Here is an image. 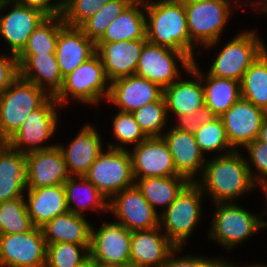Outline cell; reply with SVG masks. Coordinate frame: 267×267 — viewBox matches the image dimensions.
<instances>
[{"instance_id": "1", "label": "cell", "mask_w": 267, "mask_h": 267, "mask_svg": "<svg viewBox=\"0 0 267 267\" xmlns=\"http://www.w3.org/2000/svg\"><path fill=\"white\" fill-rule=\"evenodd\" d=\"M208 157L201 176L195 181L210 204L238 202L260 187L253 181L243 152ZM244 195V196H243Z\"/></svg>"}, {"instance_id": "2", "label": "cell", "mask_w": 267, "mask_h": 267, "mask_svg": "<svg viewBox=\"0 0 267 267\" xmlns=\"http://www.w3.org/2000/svg\"><path fill=\"white\" fill-rule=\"evenodd\" d=\"M145 14L148 42L197 59L200 51L190 42L183 0H145Z\"/></svg>"}, {"instance_id": "3", "label": "cell", "mask_w": 267, "mask_h": 267, "mask_svg": "<svg viewBox=\"0 0 267 267\" xmlns=\"http://www.w3.org/2000/svg\"><path fill=\"white\" fill-rule=\"evenodd\" d=\"M213 206L211 223L207 236L209 240L232 253L239 245L245 243L257 233L264 232L263 210L256 214L238 202H218ZM244 242V243H243Z\"/></svg>"}, {"instance_id": "4", "label": "cell", "mask_w": 267, "mask_h": 267, "mask_svg": "<svg viewBox=\"0 0 267 267\" xmlns=\"http://www.w3.org/2000/svg\"><path fill=\"white\" fill-rule=\"evenodd\" d=\"M183 3L190 42L200 51L199 55L203 54L201 48L215 49L237 10L223 0H183Z\"/></svg>"}, {"instance_id": "5", "label": "cell", "mask_w": 267, "mask_h": 267, "mask_svg": "<svg viewBox=\"0 0 267 267\" xmlns=\"http://www.w3.org/2000/svg\"><path fill=\"white\" fill-rule=\"evenodd\" d=\"M109 88L110 81L99 56L95 53L64 77L62 88L54 98L62 109H66L64 107L71 102L98 107L106 102Z\"/></svg>"}, {"instance_id": "6", "label": "cell", "mask_w": 267, "mask_h": 267, "mask_svg": "<svg viewBox=\"0 0 267 267\" xmlns=\"http://www.w3.org/2000/svg\"><path fill=\"white\" fill-rule=\"evenodd\" d=\"M258 30H241L220 47L206 70L214 77L241 81L246 70L267 49ZM208 69V70H207Z\"/></svg>"}, {"instance_id": "7", "label": "cell", "mask_w": 267, "mask_h": 267, "mask_svg": "<svg viewBox=\"0 0 267 267\" xmlns=\"http://www.w3.org/2000/svg\"><path fill=\"white\" fill-rule=\"evenodd\" d=\"M204 198L200 187L195 182H190L159 215L161 230L176 247H185L200 226L205 214Z\"/></svg>"}, {"instance_id": "8", "label": "cell", "mask_w": 267, "mask_h": 267, "mask_svg": "<svg viewBox=\"0 0 267 267\" xmlns=\"http://www.w3.org/2000/svg\"><path fill=\"white\" fill-rule=\"evenodd\" d=\"M54 97H49L38 109L33 110L22 123L20 129L7 141V144L21 153L45 150L57 145L51 142L60 126V109ZM60 115V116H59ZM46 144V145H45Z\"/></svg>"}, {"instance_id": "9", "label": "cell", "mask_w": 267, "mask_h": 267, "mask_svg": "<svg viewBox=\"0 0 267 267\" xmlns=\"http://www.w3.org/2000/svg\"><path fill=\"white\" fill-rule=\"evenodd\" d=\"M50 96L30 81L18 76L0 95V135L8 141L27 116Z\"/></svg>"}, {"instance_id": "10", "label": "cell", "mask_w": 267, "mask_h": 267, "mask_svg": "<svg viewBox=\"0 0 267 267\" xmlns=\"http://www.w3.org/2000/svg\"><path fill=\"white\" fill-rule=\"evenodd\" d=\"M84 177L109 201L124 188L135 184L127 149H103Z\"/></svg>"}, {"instance_id": "11", "label": "cell", "mask_w": 267, "mask_h": 267, "mask_svg": "<svg viewBox=\"0 0 267 267\" xmlns=\"http://www.w3.org/2000/svg\"><path fill=\"white\" fill-rule=\"evenodd\" d=\"M192 62L184 52L147 41L138 59L135 75L164 89L183 75L181 71H188Z\"/></svg>"}, {"instance_id": "12", "label": "cell", "mask_w": 267, "mask_h": 267, "mask_svg": "<svg viewBox=\"0 0 267 267\" xmlns=\"http://www.w3.org/2000/svg\"><path fill=\"white\" fill-rule=\"evenodd\" d=\"M92 224L89 260L106 265L130 267L131 232L114 220Z\"/></svg>"}, {"instance_id": "13", "label": "cell", "mask_w": 267, "mask_h": 267, "mask_svg": "<svg viewBox=\"0 0 267 267\" xmlns=\"http://www.w3.org/2000/svg\"><path fill=\"white\" fill-rule=\"evenodd\" d=\"M46 18L38 9L13 0H0V38L7 45L8 53L18 56L27 45L29 36Z\"/></svg>"}, {"instance_id": "14", "label": "cell", "mask_w": 267, "mask_h": 267, "mask_svg": "<svg viewBox=\"0 0 267 267\" xmlns=\"http://www.w3.org/2000/svg\"><path fill=\"white\" fill-rule=\"evenodd\" d=\"M46 252L41 228L0 235V267H45Z\"/></svg>"}, {"instance_id": "15", "label": "cell", "mask_w": 267, "mask_h": 267, "mask_svg": "<svg viewBox=\"0 0 267 267\" xmlns=\"http://www.w3.org/2000/svg\"><path fill=\"white\" fill-rule=\"evenodd\" d=\"M108 213L114 216L111 218L115 222L122 224L130 232L159 226V214L135 184L124 188L108 201Z\"/></svg>"}, {"instance_id": "16", "label": "cell", "mask_w": 267, "mask_h": 267, "mask_svg": "<svg viewBox=\"0 0 267 267\" xmlns=\"http://www.w3.org/2000/svg\"><path fill=\"white\" fill-rule=\"evenodd\" d=\"M201 64L197 59L184 75L163 89L167 113L171 124L177 118L192 114L204 104V91L201 81ZM189 77H183L186 75ZM174 119V120H172Z\"/></svg>"}, {"instance_id": "17", "label": "cell", "mask_w": 267, "mask_h": 267, "mask_svg": "<svg viewBox=\"0 0 267 267\" xmlns=\"http://www.w3.org/2000/svg\"><path fill=\"white\" fill-rule=\"evenodd\" d=\"M267 113L240 98L221 117L228 142L234 150L243 148L258 138L262 121Z\"/></svg>"}, {"instance_id": "18", "label": "cell", "mask_w": 267, "mask_h": 267, "mask_svg": "<svg viewBox=\"0 0 267 267\" xmlns=\"http://www.w3.org/2000/svg\"><path fill=\"white\" fill-rule=\"evenodd\" d=\"M128 151L134 178L179 175L174 167L168 145L162 137H149L139 145L129 148Z\"/></svg>"}, {"instance_id": "19", "label": "cell", "mask_w": 267, "mask_h": 267, "mask_svg": "<svg viewBox=\"0 0 267 267\" xmlns=\"http://www.w3.org/2000/svg\"><path fill=\"white\" fill-rule=\"evenodd\" d=\"M163 97V89L145 79L133 76L118 78L110 82L107 105L115 110L133 113L142 106L158 101Z\"/></svg>"}, {"instance_id": "20", "label": "cell", "mask_w": 267, "mask_h": 267, "mask_svg": "<svg viewBox=\"0 0 267 267\" xmlns=\"http://www.w3.org/2000/svg\"><path fill=\"white\" fill-rule=\"evenodd\" d=\"M97 126L85 123L69 144L58 143L70 176H84L105 147Z\"/></svg>"}, {"instance_id": "21", "label": "cell", "mask_w": 267, "mask_h": 267, "mask_svg": "<svg viewBox=\"0 0 267 267\" xmlns=\"http://www.w3.org/2000/svg\"><path fill=\"white\" fill-rule=\"evenodd\" d=\"M161 137L168 145L176 172L195 182L201 176L207 158L200 150L194 132L178 130L171 124Z\"/></svg>"}, {"instance_id": "22", "label": "cell", "mask_w": 267, "mask_h": 267, "mask_svg": "<svg viewBox=\"0 0 267 267\" xmlns=\"http://www.w3.org/2000/svg\"><path fill=\"white\" fill-rule=\"evenodd\" d=\"M27 188L64 184L71 176L63 154L56 145L26 154Z\"/></svg>"}, {"instance_id": "23", "label": "cell", "mask_w": 267, "mask_h": 267, "mask_svg": "<svg viewBox=\"0 0 267 267\" xmlns=\"http://www.w3.org/2000/svg\"><path fill=\"white\" fill-rule=\"evenodd\" d=\"M175 248L160 226L131 232L130 267H162Z\"/></svg>"}, {"instance_id": "24", "label": "cell", "mask_w": 267, "mask_h": 267, "mask_svg": "<svg viewBox=\"0 0 267 267\" xmlns=\"http://www.w3.org/2000/svg\"><path fill=\"white\" fill-rule=\"evenodd\" d=\"M146 42L147 40H132L95 43V53L99 56L110 82L135 75L138 59Z\"/></svg>"}, {"instance_id": "25", "label": "cell", "mask_w": 267, "mask_h": 267, "mask_svg": "<svg viewBox=\"0 0 267 267\" xmlns=\"http://www.w3.org/2000/svg\"><path fill=\"white\" fill-rule=\"evenodd\" d=\"M19 76L32 82L49 96L55 97L62 88L63 76L56 54L18 55Z\"/></svg>"}, {"instance_id": "26", "label": "cell", "mask_w": 267, "mask_h": 267, "mask_svg": "<svg viewBox=\"0 0 267 267\" xmlns=\"http://www.w3.org/2000/svg\"><path fill=\"white\" fill-rule=\"evenodd\" d=\"M96 52L95 43L79 27L64 25L59 30L56 58L63 78Z\"/></svg>"}, {"instance_id": "27", "label": "cell", "mask_w": 267, "mask_h": 267, "mask_svg": "<svg viewBox=\"0 0 267 267\" xmlns=\"http://www.w3.org/2000/svg\"><path fill=\"white\" fill-rule=\"evenodd\" d=\"M24 199L31 221L37 228L69 211L63 184L27 188Z\"/></svg>"}, {"instance_id": "28", "label": "cell", "mask_w": 267, "mask_h": 267, "mask_svg": "<svg viewBox=\"0 0 267 267\" xmlns=\"http://www.w3.org/2000/svg\"><path fill=\"white\" fill-rule=\"evenodd\" d=\"M26 189V154L7 145L0 152V203L24 197Z\"/></svg>"}, {"instance_id": "29", "label": "cell", "mask_w": 267, "mask_h": 267, "mask_svg": "<svg viewBox=\"0 0 267 267\" xmlns=\"http://www.w3.org/2000/svg\"><path fill=\"white\" fill-rule=\"evenodd\" d=\"M68 210L74 214L87 217L88 210L99 215H107L108 200L84 176H71L63 184ZM87 212V213H86Z\"/></svg>"}, {"instance_id": "30", "label": "cell", "mask_w": 267, "mask_h": 267, "mask_svg": "<svg viewBox=\"0 0 267 267\" xmlns=\"http://www.w3.org/2000/svg\"><path fill=\"white\" fill-rule=\"evenodd\" d=\"M92 223L70 211L54 217L41 227L46 244L73 243L90 245Z\"/></svg>"}, {"instance_id": "31", "label": "cell", "mask_w": 267, "mask_h": 267, "mask_svg": "<svg viewBox=\"0 0 267 267\" xmlns=\"http://www.w3.org/2000/svg\"><path fill=\"white\" fill-rule=\"evenodd\" d=\"M147 40L145 0H134L96 43Z\"/></svg>"}, {"instance_id": "32", "label": "cell", "mask_w": 267, "mask_h": 267, "mask_svg": "<svg viewBox=\"0 0 267 267\" xmlns=\"http://www.w3.org/2000/svg\"><path fill=\"white\" fill-rule=\"evenodd\" d=\"M144 198L160 215L190 183L181 176L134 178ZM161 209V211H159Z\"/></svg>"}, {"instance_id": "33", "label": "cell", "mask_w": 267, "mask_h": 267, "mask_svg": "<svg viewBox=\"0 0 267 267\" xmlns=\"http://www.w3.org/2000/svg\"><path fill=\"white\" fill-rule=\"evenodd\" d=\"M201 81L204 104L216 117L222 116L241 98L240 82L236 80L214 77L201 68Z\"/></svg>"}, {"instance_id": "34", "label": "cell", "mask_w": 267, "mask_h": 267, "mask_svg": "<svg viewBox=\"0 0 267 267\" xmlns=\"http://www.w3.org/2000/svg\"><path fill=\"white\" fill-rule=\"evenodd\" d=\"M240 88L241 98L267 113V49L246 70Z\"/></svg>"}, {"instance_id": "35", "label": "cell", "mask_w": 267, "mask_h": 267, "mask_svg": "<svg viewBox=\"0 0 267 267\" xmlns=\"http://www.w3.org/2000/svg\"><path fill=\"white\" fill-rule=\"evenodd\" d=\"M64 25L62 16L47 17L29 36L19 55L55 54L59 30Z\"/></svg>"}, {"instance_id": "36", "label": "cell", "mask_w": 267, "mask_h": 267, "mask_svg": "<svg viewBox=\"0 0 267 267\" xmlns=\"http://www.w3.org/2000/svg\"><path fill=\"white\" fill-rule=\"evenodd\" d=\"M116 114L111 117V128L112 139L116 140L115 142H109L108 140L107 147L111 149H129L130 147L139 145L141 142L146 140L148 137L141 130L138 123L135 121V118L132 113H126L116 110Z\"/></svg>"}, {"instance_id": "37", "label": "cell", "mask_w": 267, "mask_h": 267, "mask_svg": "<svg viewBox=\"0 0 267 267\" xmlns=\"http://www.w3.org/2000/svg\"><path fill=\"white\" fill-rule=\"evenodd\" d=\"M194 135L200 150L207 158V154L213 157L214 154V156H220L234 151L227 140L221 117L203 124L194 132Z\"/></svg>"}, {"instance_id": "38", "label": "cell", "mask_w": 267, "mask_h": 267, "mask_svg": "<svg viewBox=\"0 0 267 267\" xmlns=\"http://www.w3.org/2000/svg\"><path fill=\"white\" fill-rule=\"evenodd\" d=\"M132 114L148 138L161 137L168 129V125H171L164 97L142 106Z\"/></svg>"}, {"instance_id": "39", "label": "cell", "mask_w": 267, "mask_h": 267, "mask_svg": "<svg viewBox=\"0 0 267 267\" xmlns=\"http://www.w3.org/2000/svg\"><path fill=\"white\" fill-rule=\"evenodd\" d=\"M90 245L47 244L45 267H84L89 263Z\"/></svg>"}, {"instance_id": "40", "label": "cell", "mask_w": 267, "mask_h": 267, "mask_svg": "<svg viewBox=\"0 0 267 267\" xmlns=\"http://www.w3.org/2000/svg\"><path fill=\"white\" fill-rule=\"evenodd\" d=\"M33 228L24 197L0 203V235L24 233Z\"/></svg>"}, {"instance_id": "41", "label": "cell", "mask_w": 267, "mask_h": 267, "mask_svg": "<svg viewBox=\"0 0 267 267\" xmlns=\"http://www.w3.org/2000/svg\"><path fill=\"white\" fill-rule=\"evenodd\" d=\"M133 1L134 0H110L79 28L90 40L96 43L103 36L112 21L122 14Z\"/></svg>"}, {"instance_id": "42", "label": "cell", "mask_w": 267, "mask_h": 267, "mask_svg": "<svg viewBox=\"0 0 267 267\" xmlns=\"http://www.w3.org/2000/svg\"><path fill=\"white\" fill-rule=\"evenodd\" d=\"M110 0H66L62 5V18L65 25L80 27L94 16Z\"/></svg>"}, {"instance_id": "43", "label": "cell", "mask_w": 267, "mask_h": 267, "mask_svg": "<svg viewBox=\"0 0 267 267\" xmlns=\"http://www.w3.org/2000/svg\"><path fill=\"white\" fill-rule=\"evenodd\" d=\"M243 149L241 151L246 152L244 157L253 181L260 189L267 187V144L257 138Z\"/></svg>"}, {"instance_id": "44", "label": "cell", "mask_w": 267, "mask_h": 267, "mask_svg": "<svg viewBox=\"0 0 267 267\" xmlns=\"http://www.w3.org/2000/svg\"><path fill=\"white\" fill-rule=\"evenodd\" d=\"M185 247H176L168 256L166 262L162 267H219L226 258H221V256L207 257L201 254H179L185 253ZM184 251V252H183Z\"/></svg>"}, {"instance_id": "45", "label": "cell", "mask_w": 267, "mask_h": 267, "mask_svg": "<svg viewBox=\"0 0 267 267\" xmlns=\"http://www.w3.org/2000/svg\"><path fill=\"white\" fill-rule=\"evenodd\" d=\"M215 118L216 116L212 111L206 105H203L192 114L177 118L172 125L178 130L195 132L203 124L211 122Z\"/></svg>"}, {"instance_id": "46", "label": "cell", "mask_w": 267, "mask_h": 267, "mask_svg": "<svg viewBox=\"0 0 267 267\" xmlns=\"http://www.w3.org/2000/svg\"><path fill=\"white\" fill-rule=\"evenodd\" d=\"M18 76L19 67L17 63V56L5 51L0 53V95Z\"/></svg>"}, {"instance_id": "47", "label": "cell", "mask_w": 267, "mask_h": 267, "mask_svg": "<svg viewBox=\"0 0 267 267\" xmlns=\"http://www.w3.org/2000/svg\"><path fill=\"white\" fill-rule=\"evenodd\" d=\"M14 2L40 10L47 17L62 16V4L58 0H13Z\"/></svg>"}, {"instance_id": "48", "label": "cell", "mask_w": 267, "mask_h": 267, "mask_svg": "<svg viewBox=\"0 0 267 267\" xmlns=\"http://www.w3.org/2000/svg\"><path fill=\"white\" fill-rule=\"evenodd\" d=\"M224 2L231 5L234 9L242 8L241 6L247 7V9H251V11L256 12L257 0H223ZM249 7V8H248Z\"/></svg>"}, {"instance_id": "49", "label": "cell", "mask_w": 267, "mask_h": 267, "mask_svg": "<svg viewBox=\"0 0 267 267\" xmlns=\"http://www.w3.org/2000/svg\"><path fill=\"white\" fill-rule=\"evenodd\" d=\"M258 139L267 144V114L264 116L262 121Z\"/></svg>"}, {"instance_id": "50", "label": "cell", "mask_w": 267, "mask_h": 267, "mask_svg": "<svg viewBox=\"0 0 267 267\" xmlns=\"http://www.w3.org/2000/svg\"><path fill=\"white\" fill-rule=\"evenodd\" d=\"M256 13L267 16V0H257Z\"/></svg>"}, {"instance_id": "51", "label": "cell", "mask_w": 267, "mask_h": 267, "mask_svg": "<svg viewBox=\"0 0 267 267\" xmlns=\"http://www.w3.org/2000/svg\"><path fill=\"white\" fill-rule=\"evenodd\" d=\"M262 191H263V199H266V201L264 200V202H265V207H267V187H264V188H261L260 189V192L262 193ZM263 215L265 216V220H264V230H267V221H266V216H267V208H265L264 210H263Z\"/></svg>"}, {"instance_id": "52", "label": "cell", "mask_w": 267, "mask_h": 267, "mask_svg": "<svg viewBox=\"0 0 267 267\" xmlns=\"http://www.w3.org/2000/svg\"><path fill=\"white\" fill-rule=\"evenodd\" d=\"M236 262H230L229 260H228V257H227V259L219 266V267H245V264H243L242 266H240V265H238V263L237 264H235Z\"/></svg>"}, {"instance_id": "53", "label": "cell", "mask_w": 267, "mask_h": 267, "mask_svg": "<svg viewBox=\"0 0 267 267\" xmlns=\"http://www.w3.org/2000/svg\"><path fill=\"white\" fill-rule=\"evenodd\" d=\"M92 267H119L116 265H106V264H101L98 262H92Z\"/></svg>"}, {"instance_id": "54", "label": "cell", "mask_w": 267, "mask_h": 267, "mask_svg": "<svg viewBox=\"0 0 267 267\" xmlns=\"http://www.w3.org/2000/svg\"><path fill=\"white\" fill-rule=\"evenodd\" d=\"M246 267H267V263L266 264H262V263H260L259 264V262H257V264H256V262L254 263V264H249L248 262H247V264L245 265Z\"/></svg>"}, {"instance_id": "55", "label": "cell", "mask_w": 267, "mask_h": 267, "mask_svg": "<svg viewBox=\"0 0 267 267\" xmlns=\"http://www.w3.org/2000/svg\"><path fill=\"white\" fill-rule=\"evenodd\" d=\"M7 143H0V152L7 146Z\"/></svg>"}, {"instance_id": "56", "label": "cell", "mask_w": 267, "mask_h": 267, "mask_svg": "<svg viewBox=\"0 0 267 267\" xmlns=\"http://www.w3.org/2000/svg\"><path fill=\"white\" fill-rule=\"evenodd\" d=\"M84 267H92V261L89 260V263L85 265Z\"/></svg>"}, {"instance_id": "57", "label": "cell", "mask_w": 267, "mask_h": 267, "mask_svg": "<svg viewBox=\"0 0 267 267\" xmlns=\"http://www.w3.org/2000/svg\"><path fill=\"white\" fill-rule=\"evenodd\" d=\"M0 143H7L6 141L3 140L1 135H0Z\"/></svg>"}, {"instance_id": "58", "label": "cell", "mask_w": 267, "mask_h": 267, "mask_svg": "<svg viewBox=\"0 0 267 267\" xmlns=\"http://www.w3.org/2000/svg\"><path fill=\"white\" fill-rule=\"evenodd\" d=\"M62 5L66 0H58Z\"/></svg>"}]
</instances>
